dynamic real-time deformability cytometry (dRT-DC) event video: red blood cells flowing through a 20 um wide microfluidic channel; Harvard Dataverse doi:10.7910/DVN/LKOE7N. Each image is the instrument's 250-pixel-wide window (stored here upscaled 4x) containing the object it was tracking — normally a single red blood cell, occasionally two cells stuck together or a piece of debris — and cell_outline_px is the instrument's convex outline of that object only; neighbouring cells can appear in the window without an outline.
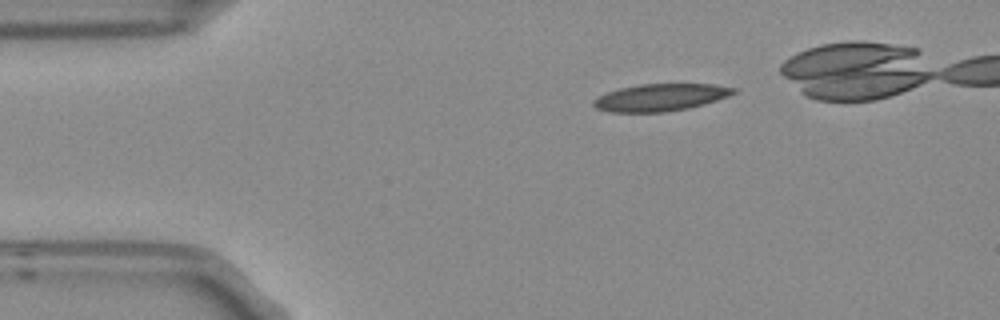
{"species": "Egyptian fruit bat (a non-hibernating species)", "species_latin": "Rousettus aegyptiacus", "temperature_condition": "room temperature", "stored_images_in_passage": 3, "camera_frame_rate_fps": 3000, "um_per_image_px": 0.085, "frame": {"image": 1, "passage_image": 1, "time_ms": 0.0, "image_size_px": [1000, 320], "cell_outline_px": [[736, 92], [728, 96], [704, 104], [688, 108], [664, 112], [608, 112], [596, 108], [592, 104], [592, 100], [596, 96], [620, 88], [640, 84], [712, 84], [736, 88]], "centroid_in_image_um": [56.1, 8.28], "position_along_channel_um": 28.9, "area_um2": 22.2}}